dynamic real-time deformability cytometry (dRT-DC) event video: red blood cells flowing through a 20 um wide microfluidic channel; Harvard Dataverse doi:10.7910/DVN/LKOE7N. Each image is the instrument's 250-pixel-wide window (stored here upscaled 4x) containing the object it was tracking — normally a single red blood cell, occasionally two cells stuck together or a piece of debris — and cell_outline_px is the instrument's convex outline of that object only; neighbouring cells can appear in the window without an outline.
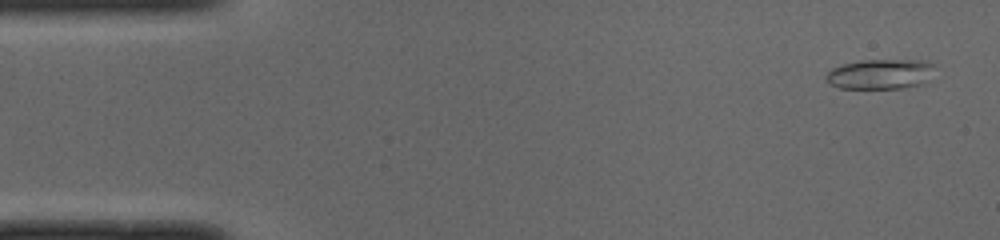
{"species": "common noctule bat (a hibernating species)", "species_latin": "Nyctalus noctula", "temperature_condition": "cold", "stored_images_in_passage": 49, "camera_frame_rate_fps": 3000, "um_per_image_px": 0.085, "animal": {"sex": "male", "body_mass_g": 19.0, "forearm_length_mm": 50.8}, "frame": {"image": 1, "passage_image": 2, "time_ms": 0.333, "image_size_px": [1000, 240], "cell_outline_px": [[932, 64], [920, 84], [904, 88], [840, 88], [824, 80], [824, 76], [832, 68], [844, 64], [860, 60], [928, 60]], "centroid_in_image_um": [74.69, 6.29], "position_along_channel_um": 10.3, "area_um2": 18.44}}
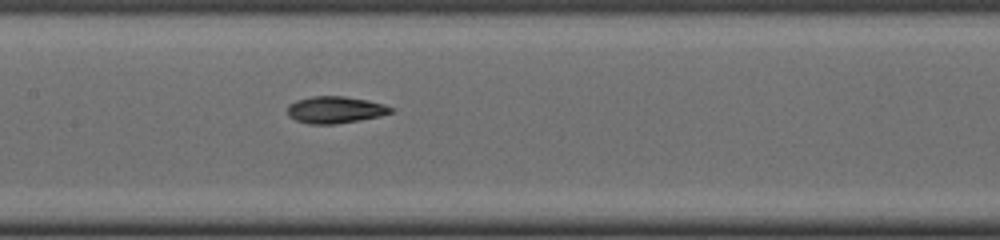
{"frame": {"image": 2, "passage_image": 23, "time_ms": 7.333, "image_size_px": [1000, 240], "cell_outline_px": [[396, 112], [380, 116], [360, 120], [336, 124], [308, 124], [296, 120], [288, 116], [288, 104], [296, 100], [312, 96], [344, 96], [368, 100], [384, 104], [396, 108]], "centroid_in_image_um": [28.54, 9.33], "position_along_channel_um": 178.9, "area_um2": 16.47}}
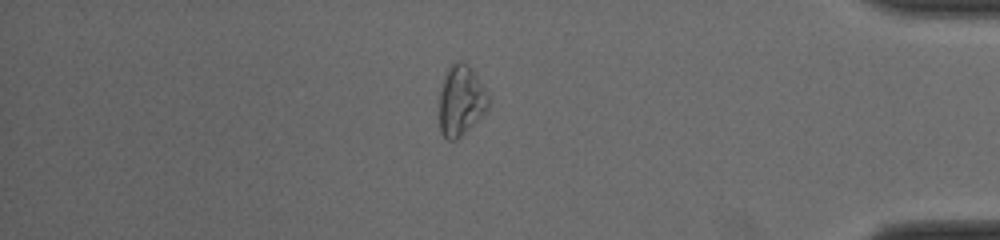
{"frame": {"image": 3, "passage_image": 42, "time_ms": 13.667, "image_size_px": [1000, 240], "cell_outline_px": [[492, 100], [488, 108], [456, 140], [448, 140], [440, 132], [440, 92], [444, 76], [452, 64], [456, 60], [460, 60], [468, 64]], "centroid_in_image_um": [39.19, 8.53], "position_along_channel_um": 396.0, "area_um2": 19.83}, "authors_computed_cell_mechanics": {"area_um2": 16.473, "velocity_mm_per_s": 4.004, "shape_relaxation_time_tau1_ms": 8.1285, "shape_relaxation_time_tau2_ms": 5.3119, "deformation_change_tau1": 0.2226, "deformation_change_tau2": 0.0962}}